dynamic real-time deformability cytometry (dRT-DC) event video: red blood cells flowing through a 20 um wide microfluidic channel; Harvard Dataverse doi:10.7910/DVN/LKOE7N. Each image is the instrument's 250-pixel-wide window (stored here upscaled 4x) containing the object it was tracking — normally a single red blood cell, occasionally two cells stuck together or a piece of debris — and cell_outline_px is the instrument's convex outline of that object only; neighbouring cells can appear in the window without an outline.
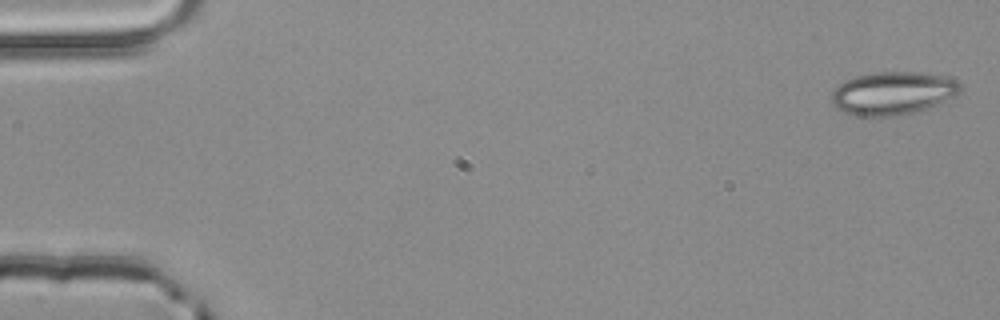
{"species": "common noctule bat (a hibernating species)", "species_latin": "Nyctalus noctula", "temperature_condition": "room temperature", "stored_images_in_passage": 2, "camera_frame_rate_fps": 3000, "um_per_image_px": 0.085, "animal": {"sex": "male", "body_mass_g": 20.4}, "frame": {"image": 1, "passage_image": 2, "time_ms": 0.333, "image_size_px": [1000, 320], "cell_outline_px": [[960, 88], [952, 96], [936, 104], [912, 112], [896, 116], [856, 116], [844, 112], [836, 108], [832, 104], [832, 92], [840, 84], [856, 76], [872, 72], [916, 72], [948, 76], [956, 80], [960, 84]], "centroid_in_image_um": [75.84, 7.91], "position_along_channel_um": 9.2, "area_um2": 31.85}}